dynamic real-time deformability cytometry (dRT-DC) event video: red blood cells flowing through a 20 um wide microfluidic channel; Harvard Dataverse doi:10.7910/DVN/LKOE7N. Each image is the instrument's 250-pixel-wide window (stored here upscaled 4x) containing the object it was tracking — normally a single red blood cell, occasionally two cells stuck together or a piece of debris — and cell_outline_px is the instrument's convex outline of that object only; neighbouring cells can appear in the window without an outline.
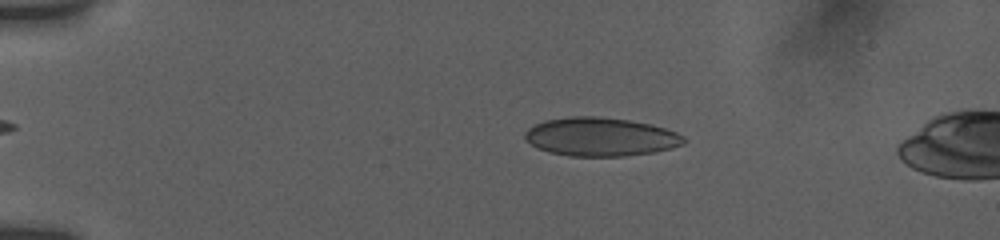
{"species": "human", "species_latin": "Homo sapiens", "temperature_condition": "room temperature", "stored_images_in_passage": 7, "camera_frame_rate_fps": 3000, "um_per_image_px": 0.085, "donor": {"sex": "female"}, "frame": {"image": 1, "passage_image": 2, "time_ms": 0.667, "image_size_px": [1000, 240], "cell_outline_px": [[688, 140], [684, 144], [672, 148], [652, 152], [624, 156], [568, 156], [548, 152], [532, 144], [524, 136], [524, 132], [528, 128], [544, 120], [568, 116], [600, 116], [628, 120], [652, 124], [676, 132], [684, 136]], "centroid_in_image_um": [51.07, 11.62], "position_along_channel_um": 33.9, "area_um2": 35.84}}